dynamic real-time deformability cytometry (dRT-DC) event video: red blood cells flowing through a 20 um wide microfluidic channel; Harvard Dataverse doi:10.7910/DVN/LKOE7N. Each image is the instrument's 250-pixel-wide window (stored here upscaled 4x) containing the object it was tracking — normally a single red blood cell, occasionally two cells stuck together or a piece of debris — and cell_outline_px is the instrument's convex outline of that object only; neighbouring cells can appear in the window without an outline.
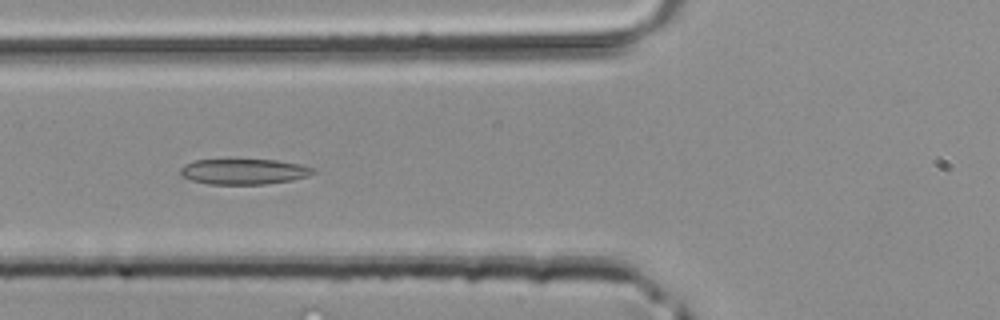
{"species": "common noctule bat (a hibernating species)", "species_latin": "Nyctalus noctula", "temperature_condition": "room temperature", "stored_images_in_passage": 27, "camera_frame_rate_fps": 3000, "um_per_image_px": 0.085, "animal": {"sex": "male", "body_mass_g": 20.4}, "frame": {"image": 1, "passage_image": 5, "time_ms": 1.333, "image_size_px": [1000, 320], "cell_outline_px": [[316, 172], [308, 176], [292, 180], [264, 184], [208, 184], [192, 180], [180, 176], [180, 168], [184, 164], [192, 160], [276, 160], [300, 164], [316, 168]], "centroid_in_image_um": [20.73, 14.58], "position_along_channel_um": 105.1, "area_um2": 19.83}}
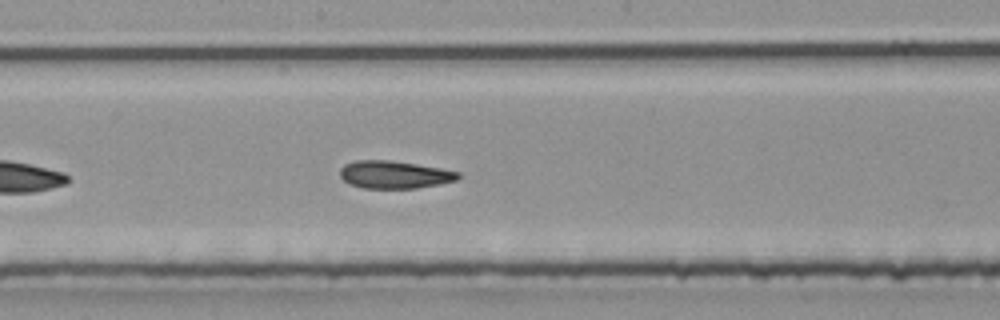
{"frame": {"image": 2, "passage_image": 12, "time_ms": 3.667, "image_size_px": [1000, 320], "cell_outline_px": [[460, 176], [456, 180], [440, 184], [416, 188], [360, 188], [348, 184], [340, 176], [340, 168], [344, 164], [356, 160], [388, 160], [416, 164], [440, 168], [460, 172]], "centroid_in_image_um": [33.49, 14.84], "position_along_channel_um": 214.7, "area_um2": 19.07}}
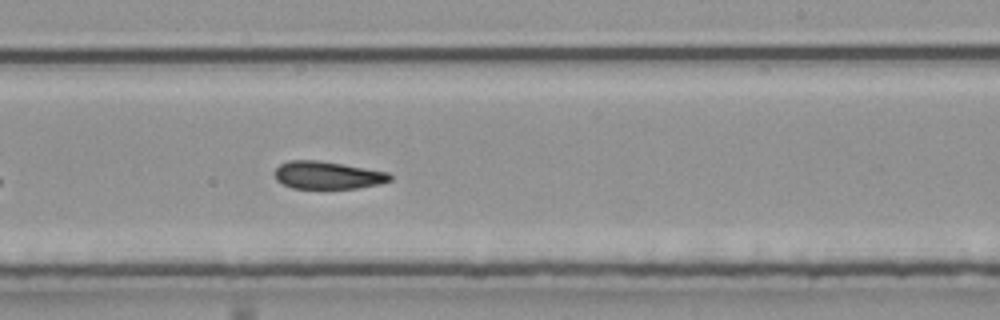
{"frame": {"image": 3, "passage_image": 15, "time_ms": 4.667, "image_size_px": [1000, 320], "cell_outline_px": [[392, 180], [380, 184], [356, 188], [292, 188], [276, 180], [276, 168], [280, 164], [288, 160], [316, 160], [388, 172], [392, 176]], "centroid_in_image_um": [27.85, 14.89], "position_along_channel_um": 261.2, "area_um2": 18.32}}